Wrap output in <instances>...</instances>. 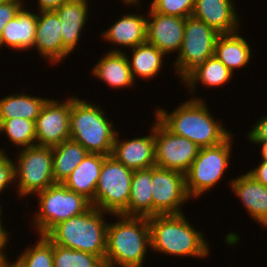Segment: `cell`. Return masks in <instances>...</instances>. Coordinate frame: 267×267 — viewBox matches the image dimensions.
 <instances>
[{
	"mask_svg": "<svg viewBox=\"0 0 267 267\" xmlns=\"http://www.w3.org/2000/svg\"><path fill=\"white\" fill-rule=\"evenodd\" d=\"M194 97L186 99L170 113L157 108L155 117L173 134L186 137L199 148L222 143L232 132L223 126L222 120L213 118L203 97Z\"/></svg>",
	"mask_w": 267,
	"mask_h": 267,
	"instance_id": "6da1fadb",
	"label": "cell"
},
{
	"mask_svg": "<svg viewBox=\"0 0 267 267\" xmlns=\"http://www.w3.org/2000/svg\"><path fill=\"white\" fill-rule=\"evenodd\" d=\"M141 0H121L122 3H124L125 5L127 4L128 6H139L142 7V4L140 2Z\"/></svg>",
	"mask_w": 267,
	"mask_h": 267,
	"instance_id": "60d3db41",
	"label": "cell"
},
{
	"mask_svg": "<svg viewBox=\"0 0 267 267\" xmlns=\"http://www.w3.org/2000/svg\"><path fill=\"white\" fill-rule=\"evenodd\" d=\"M52 153L54 181L63 183L89 152L80 143L68 139L53 146Z\"/></svg>",
	"mask_w": 267,
	"mask_h": 267,
	"instance_id": "83f0119b",
	"label": "cell"
},
{
	"mask_svg": "<svg viewBox=\"0 0 267 267\" xmlns=\"http://www.w3.org/2000/svg\"><path fill=\"white\" fill-rule=\"evenodd\" d=\"M53 267H106V264L94 254L53 244Z\"/></svg>",
	"mask_w": 267,
	"mask_h": 267,
	"instance_id": "1f68e13d",
	"label": "cell"
},
{
	"mask_svg": "<svg viewBox=\"0 0 267 267\" xmlns=\"http://www.w3.org/2000/svg\"><path fill=\"white\" fill-rule=\"evenodd\" d=\"M257 182L267 187V161L261 160L259 165L247 172Z\"/></svg>",
	"mask_w": 267,
	"mask_h": 267,
	"instance_id": "8d00e7d4",
	"label": "cell"
},
{
	"mask_svg": "<svg viewBox=\"0 0 267 267\" xmlns=\"http://www.w3.org/2000/svg\"><path fill=\"white\" fill-rule=\"evenodd\" d=\"M34 195L39 209L32 221L35 232L40 236H45L58 223L83 214L92 207L88 199L69 190L63 183H55Z\"/></svg>",
	"mask_w": 267,
	"mask_h": 267,
	"instance_id": "8992f818",
	"label": "cell"
},
{
	"mask_svg": "<svg viewBox=\"0 0 267 267\" xmlns=\"http://www.w3.org/2000/svg\"><path fill=\"white\" fill-rule=\"evenodd\" d=\"M40 57L51 64H60L70 52L63 46L61 21L54 10L37 12L34 47Z\"/></svg>",
	"mask_w": 267,
	"mask_h": 267,
	"instance_id": "9a60e30c",
	"label": "cell"
},
{
	"mask_svg": "<svg viewBox=\"0 0 267 267\" xmlns=\"http://www.w3.org/2000/svg\"><path fill=\"white\" fill-rule=\"evenodd\" d=\"M66 1L68 0H37L38 12L55 10Z\"/></svg>",
	"mask_w": 267,
	"mask_h": 267,
	"instance_id": "74e56055",
	"label": "cell"
},
{
	"mask_svg": "<svg viewBox=\"0 0 267 267\" xmlns=\"http://www.w3.org/2000/svg\"><path fill=\"white\" fill-rule=\"evenodd\" d=\"M15 159V184L18 197L34 196L55 184L52 147L34 145L20 149Z\"/></svg>",
	"mask_w": 267,
	"mask_h": 267,
	"instance_id": "ba28073f",
	"label": "cell"
},
{
	"mask_svg": "<svg viewBox=\"0 0 267 267\" xmlns=\"http://www.w3.org/2000/svg\"><path fill=\"white\" fill-rule=\"evenodd\" d=\"M111 217L117 222L107 226L106 267H142L151 248L148 218L122 214Z\"/></svg>",
	"mask_w": 267,
	"mask_h": 267,
	"instance_id": "7a4b0ae2",
	"label": "cell"
},
{
	"mask_svg": "<svg viewBox=\"0 0 267 267\" xmlns=\"http://www.w3.org/2000/svg\"><path fill=\"white\" fill-rule=\"evenodd\" d=\"M195 4L196 0H153L149 5L154 12L187 18L193 15Z\"/></svg>",
	"mask_w": 267,
	"mask_h": 267,
	"instance_id": "d6a6232c",
	"label": "cell"
},
{
	"mask_svg": "<svg viewBox=\"0 0 267 267\" xmlns=\"http://www.w3.org/2000/svg\"><path fill=\"white\" fill-rule=\"evenodd\" d=\"M4 223L2 220H0V257L8 258L7 254L5 253V248H7V242L10 240L9 232L7 229L5 230L4 226H2ZM9 239V240H8ZM6 254V255H5Z\"/></svg>",
	"mask_w": 267,
	"mask_h": 267,
	"instance_id": "f35d334b",
	"label": "cell"
},
{
	"mask_svg": "<svg viewBox=\"0 0 267 267\" xmlns=\"http://www.w3.org/2000/svg\"><path fill=\"white\" fill-rule=\"evenodd\" d=\"M233 0H196L193 17L214 28L219 34L241 30V21Z\"/></svg>",
	"mask_w": 267,
	"mask_h": 267,
	"instance_id": "e0dca14e",
	"label": "cell"
},
{
	"mask_svg": "<svg viewBox=\"0 0 267 267\" xmlns=\"http://www.w3.org/2000/svg\"><path fill=\"white\" fill-rule=\"evenodd\" d=\"M154 121L156 166L185 174L200 148L186 137L173 134L156 117Z\"/></svg>",
	"mask_w": 267,
	"mask_h": 267,
	"instance_id": "8fae6325",
	"label": "cell"
},
{
	"mask_svg": "<svg viewBox=\"0 0 267 267\" xmlns=\"http://www.w3.org/2000/svg\"><path fill=\"white\" fill-rule=\"evenodd\" d=\"M4 267H16L10 260Z\"/></svg>",
	"mask_w": 267,
	"mask_h": 267,
	"instance_id": "7bdbcfd3",
	"label": "cell"
},
{
	"mask_svg": "<svg viewBox=\"0 0 267 267\" xmlns=\"http://www.w3.org/2000/svg\"><path fill=\"white\" fill-rule=\"evenodd\" d=\"M26 2V0H8L0 2V35L6 24L16 17V14L26 4Z\"/></svg>",
	"mask_w": 267,
	"mask_h": 267,
	"instance_id": "e575fe53",
	"label": "cell"
},
{
	"mask_svg": "<svg viewBox=\"0 0 267 267\" xmlns=\"http://www.w3.org/2000/svg\"><path fill=\"white\" fill-rule=\"evenodd\" d=\"M35 245L26 247L12 262L16 267H53V243L46 236H38Z\"/></svg>",
	"mask_w": 267,
	"mask_h": 267,
	"instance_id": "4dcf8cb0",
	"label": "cell"
},
{
	"mask_svg": "<svg viewBox=\"0 0 267 267\" xmlns=\"http://www.w3.org/2000/svg\"><path fill=\"white\" fill-rule=\"evenodd\" d=\"M233 135L218 145L200 148L197 157L185 173L186 189L191 199L198 200L222 180L230 165Z\"/></svg>",
	"mask_w": 267,
	"mask_h": 267,
	"instance_id": "52a82bcc",
	"label": "cell"
},
{
	"mask_svg": "<svg viewBox=\"0 0 267 267\" xmlns=\"http://www.w3.org/2000/svg\"><path fill=\"white\" fill-rule=\"evenodd\" d=\"M107 52L94 65L91 75L112 89L133 87L136 82L130 71L126 53L116 47Z\"/></svg>",
	"mask_w": 267,
	"mask_h": 267,
	"instance_id": "ffe728a7",
	"label": "cell"
},
{
	"mask_svg": "<svg viewBox=\"0 0 267 267\" xmlns=\"http://www.w3.org/2000/svg\"><path fill=\"white\" fill-rule=\"evenodd\" d=\"M218 36L219 33L203 21L193 16L186 18L183 42L172 67L181 83L208 58L214 56Z\"/></svg>",
	"mask_w": 267,
	"mask_h": 267,
	"instance_id": "9c48e42d",
	"label": "cell"
},
{
	"mask_svg": "<svg viewBox=\"0 0 267 267\" xmlns=\"http://www.w3.org/2000/svg\"><path fill=\"white\" fill-rule=\"evenodd\" d=\"M111 213L92 206L85 213L55 225L45 236L56 245L94 254L105 261L107 226L103 215Z\"/></svg>",
	"mask_w": 267,
	"mask_h": 267,
	"instance_id": "277c9868",
	"label": "cell"
},
{
	"mask_svg": "<svg viewBox=\"0 0 267 267\" xmlns=\"http://www.w3.org/2000/svg\"><path fill=\"white\" fill-rule=\"evenodd\" d=\"M151 186L152 167L134 170L128 207L121 214L125 216L152 217L153 200Z\"/></svg>",
	"mask_w": 267,
	"mask_h": 267,
	"instance_id": "d4e9b609",
	"label": "cell"
},
{
	"mask_svg": "<svg viewBox=\"0 0 267 267\" xmlns=\"http://www.w3.org/2000/svg\"><path fill=\"white\" fill-rule=\"evenodd\" d=\"M151 194L153 216L182 214L183 205L191 200L186 189L185 174L158 166L152 167Z\"/></svg>",
	"mask_w": 267,
	"mask_h": 267,
	"instance_id": "7c38bea8",
	"label": "cell"
},
{
	"mask_svg": "<svg viewBox=\"0 0 267 267\" xmlns=\"http://www.w3.org/2000/svg\"><path fill=\"white\" fill-rule=\"evenodd\" d=\"M147 35V17L138 13H127L116 20L104 32L101 37L104 41L115 44V46L134 48L139 44L146 42Z\"/></svg>",
	"mask_w": 267,
	"mask_h": 267,
	"instance_id": "7402d4cb",
	"label": "cell"
},
{
	"mask_svg": "<svg viewBox=\"0 0 267 267\" xmlns=\"http://www.w3.org/2000/svg\"><path fill=\"white\" fill-rule=\"evenodd\" d=\"M88 0H68L62 3L54 11L61 21V35L63 46L70 52H75L83 28H86L88 22Z\"/></svg>",
	"mask_w": 267,
	"mask_h": 267,
	"instance_id": "44dd1931",
	"label": "cell"
},
{
	"mask_svg": "<svg viewBox=\"0 0 267 267\" xmlns=\"http://www.w3.org/2000/svg\"><path fill=\"white\" fill-rule=\"evenodd\" d=\"M233 73L226 68L215 56L210 57L207 61L195 69L182 83L189 87L191 95L194 94L199 82L205 88H213L226 85L232 80ZM198 83V85H197ZM193 93V94H192Z\"/></svg>",
	"mask_w": 267,
	"mask_h": 267,
	"instance_id": "f1b7e54d",
	"label": "cell"
},
{
	"mask_svg": "<svg viewBox=\"0 0 267 267\" xmlns=\"http://www.w3.org/2000/svg\"><path fill=\"white\" fill-rule=\"evenodd\" d=\"M0 134H5L20 149L36 145L35 121L24 118L0 120Z\"/></svg>",
	"mask_w": 267,
	"mask_h": 267,
	"instance_id": "f546056e",
	"label": "cell"
},
{
	"mask_svg": "<svg viewBox=\"0 0 267 267\" xmlns=\"http://www.w3.org/2000/svg\"><path fill=\"white\" fill-rule=\"evenodd\" d=\"M132 54L126 55L134 80L156 77L162 69L165 54L149 42L131 48ZM137 76V77H136Z\"/></svg>",
	"mask_w": 267,
	"mask_h": 267,
	"instance_id": "484cf974",
	"label": "cell"
},
{
	"mask_svg": "<svg viewBox=\"0 0 267 267\" xmlns=\"http://www.w3.org/2000/svg\"><path fill=\"white\" fill-rule=\"evenodd\" d=\"M2 210H3V209H2V205H0V220H2V218H1V215H2V213H3Z\"/></svg>",
	"mask_w": 267,
	"mask_h": 267,
	"instance_id": "ee69618b",
	"label": "cell"
},
{
	"mask_svg": "<svg viewBox=\"0 0 267 267\" xmlns=\"http://www.w3.org/2000/svg\"><path fill=\"white\" fill-rule=\"evenodd\" d=\"M133 172L113 156H106L95 190L94 207L121 214L128 207Z\"/></svg>",
	"mask_w": 267,
	"mask_h": 267,
	"instance_id": "30bf717a",
	"label": "cell"
},
{
	"mask_svg": "<svg viewBox=\"0 0 267 267\" xmlns=\"http://www.w3.org/2000/svg\"><path fill=\"white\" fill-rule=\"evenodd\" d=\"M230 182V188L242 202L250 218L267 228V187L257 182L248 173Z\"/></svg>",
	"mask_w": 267,
	"mask_h": 267,
	"instance_id": "ac0fdd59",
	"label": "cell"
},
{
	"mask_svg": "<svg viewBox=\"0 0 267 267\" xmlns=\"http://www.w3.org/2000/svg\"><path fill=\"white\" fill-rule=\"evenodd\" d=\"M14 160L9 158L6 151L0 149V194L4 193L9 185L15 184Z\"/></svg>",
	"mask_w": 267,
	"mask_h": 267,
	"instance_id": "836d02e7",
	"label": "cell"
},
{
	"mask_svg": "<svg viewBox=\"0 0 267 267\" xmlns=\"http://www.w3.org/2000/svg\"><path fill=\"white\" fill-rule=\"evenodd\" d=\"M72 96L63 100L49 99L35 121L36 145L56 146L70 139Z\"/></svg>",
	"mask_w": 267,
	"mask_h": 267,
	"instance_id": "4fadbf2b",
	"label": "cell"
},
{
	"mask_svg": "<svg viewBox=\"0 0 267 267\" xmlns=\"http://www.w3.org/2000/svg\"><path fill=\"white\" fill-rule=\"evenodd\" d=\"M9 262L8 258L0 257V267H4Z\"/></svg>",
	"mask_w": 267,
	"mask_h": 267,
	"instance_id": "b9f144b4",
	"label": "cell"
},
{
	"mask_svg": "<svg viewBox=\"0 0 267 267\" xmlns=\"http://www.w3.org/2000/svg\"><path fill=\"white\" fill-rule=\"evenodd\" d=\"M252 143L257 144V145H261V157L262 160L267 161V140H249Z\"/></svg>",
	"mask_w": 267,
	"mask_h": 267,
	"instance_id": "ab89813d",
	"label": "cell"
},
{
	"mask_svg": "<svg viewBox=\"0 0 267 267\" xmlns=\"http://www.w3.org/2000/svg\"><path fill=\"white\" fill-rule=\"evenodd\" d=\"M69 125L70 139L89 153L111 155L117 129L96 102L72 96Z\"/></svg>",
	"mask_w": 267,
	"mask_h": 267,
	"instance_id": "5b68a950",
	"label": "cell"
},
{
	"mask_svg": "<svg viewBox=\"0 0 267 267\" xmlns=\"http://www.w3.org/2000/svg\"><path fill=\"white\" fill-rule=\"evenodd\" d=\"M248 42L238 31L219 34L215 43L214 56L234 74V71L246 68L250 63L252 49Z\"/></svg>",
	"mask_w": 267,
	"mask_h": 267,
	"instance_id": "cb8c5ba5",
	"label": "cell"
},
{
	"mask_svg": "<svg viewBox=\"0 0 267 267\" xmlns=\"http://www.w3.org/2000/svg\"><path fill=\"white\" fill-rule=\"evenodd\" d=\"M22 93L10 94L0 99V120L24 118L36 121L48 99Z\"/></svg>",
	"mask_w": 267,
	"mask_h": 267,
	"instance_id": "4316f807",
	"label": "cell"
},
{
	"mask_svg": "<svg viewBox=\"0 0 267 267\" xmlns=\"http://www.w3.org/2000/svg\"><path fill=\"white\" fill-rule=\"evenodd\" d=\"M148 8L146 41L165 55L178 54L184 38L186 18L160 14Z\"/></svg>",
	"mask_w": 267,
	"mask_h": 267,
	"instance_id": "5bb4252c",
	"label": "cell"
},
{
	"mask_svg": "<svg viewBox=\"0 0 267 267\" xmlns=\"http://www.w3.org/2000/svg\"><path fill=\"white\" fill-rule=\"evenodd\" d=\"M37 27V12H31L25 5L11 19L0 35V49L3 46L19 52L33 49Z\"/></svg>",
	"mask_w": 267,
	"mask_h": 267,
	"instance_id": "d6986e66",
	"label": "cell"
},
{
	"mask_svg": "<svg viewBox=\"0 0 267 267\" xmlns=\"http://www.w3.org/2000/svg\"><path fill=\"white\" fill-rule=\"evenodd\" d=\"M105 157L98 153H88L63 182L69 190L88 199L92 206H94L95 190Z\"/></svg>",
	"mask_w": 267,
	"mask_h": 267,
	"instance_id": "603a6c76",
	"label": "cell"
},
{
	"mask_svg": "<svg viewBox=\"0 0 267 267\" xmlns=\"http://www.w3.org/2000/svg\"><path fill=\"white\" fill-rule=\"evenodd\" d=\"M151 250L169 256L209 257V242L182 214L155 215L148 218Z\"/></svg>",
	"mask_w": 267,
	"mask_h": 267,
	"instance_id": "3957f363",
	"label": "cell"
},
{
	"mask_svg": "<svg viewBox=\"0 0 267 267\" xmlns=\"http://www.w3.org/2000/svg\"><path fill=\"white\" fill-rule=\"evenodd\" d=\"M247 135L248 140H267V114L256 120Z\"/></svg>",
	"mask_w": 267,
	"mask_h": 267,
	"instance_id": "d590c367",
	"label": "cell"
},
{
	"mask_svg": "<svg viewBox=\"0 0 267 267\" xmlns=\"http://www.w3.org/2000/svg\"><path fill=\"white\" fill-rule=\"evenodd\" d=\"M146 136L135 137L131 140H121L117 131L111 156L132 170L147 169L156 166L154 126Z\"/></svg>",
	"mask_w": 267,
	"mask_h": 267,
	"instance_id": "2e32d148",
	"label": "cell"
}]
</instances>
